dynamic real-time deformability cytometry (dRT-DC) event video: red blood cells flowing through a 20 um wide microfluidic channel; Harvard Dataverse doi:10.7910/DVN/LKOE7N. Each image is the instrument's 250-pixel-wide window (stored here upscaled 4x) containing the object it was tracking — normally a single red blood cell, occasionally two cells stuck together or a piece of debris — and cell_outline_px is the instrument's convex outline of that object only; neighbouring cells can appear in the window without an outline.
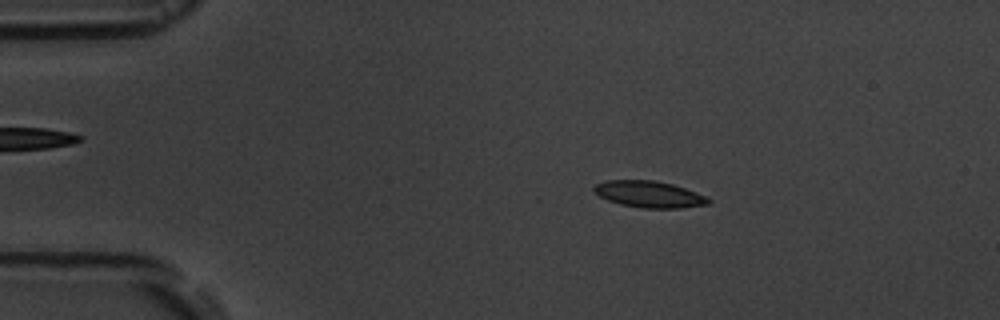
{"species": "common noctule bat (a hibernating species)", "species_latin": "Nyctalus noctula", "temperature_condition": "room temperature", "stored_images_in_passage": 5, "camera_frame_rate_fps": 3000, "um_per_image_px": 0.085, "animal": {"sex": "male", "body_mass_g": 19.5, "forearm_length_mm": 54.6}, "frame": {"image": 1, "passage_image": 3, "time_ms": 2.333, "image_size_px": [1000, 320], "cell_outline_px": [[712, 200], [708, 204], [680, 208], [640, 208], [620, 204], [608, 200], [600, 196], [592, 188], [596, 184], [604, 180], [656, 180], [672, 184], [696, 192]], "centroid_in_image_um": [55.16, 16.51], "position_along_channel_um": 29.8, "area_um2": 17.63}}
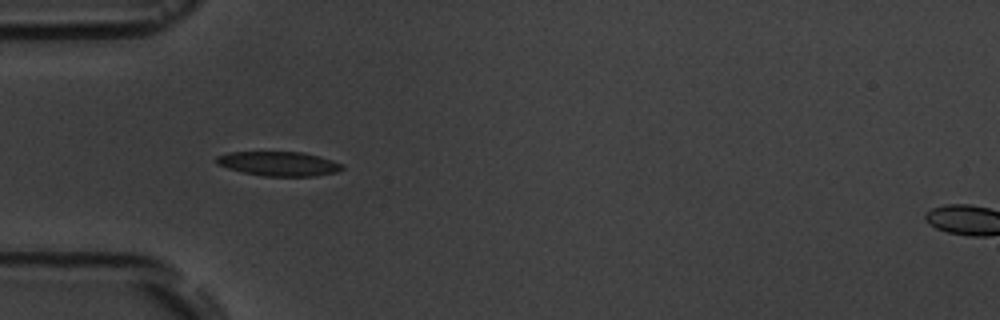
{"frame": {"image": 2, "passage_image": 5, "time_ms": 4.667, "image_size_px": [1000, 320], "cell_outline_px": [[344, 168], [336, 172], [316, 176], [264, 176], [244, 172], [228, 168], [216, 164], [216, 156], [228, 152], [304, 152], [320, 156], [332, 160], [340, 164]], "centroid_in_image_um": [23.68, 13.91], "position_along_channel_um": 61.3, "area_um2": 17.8}}